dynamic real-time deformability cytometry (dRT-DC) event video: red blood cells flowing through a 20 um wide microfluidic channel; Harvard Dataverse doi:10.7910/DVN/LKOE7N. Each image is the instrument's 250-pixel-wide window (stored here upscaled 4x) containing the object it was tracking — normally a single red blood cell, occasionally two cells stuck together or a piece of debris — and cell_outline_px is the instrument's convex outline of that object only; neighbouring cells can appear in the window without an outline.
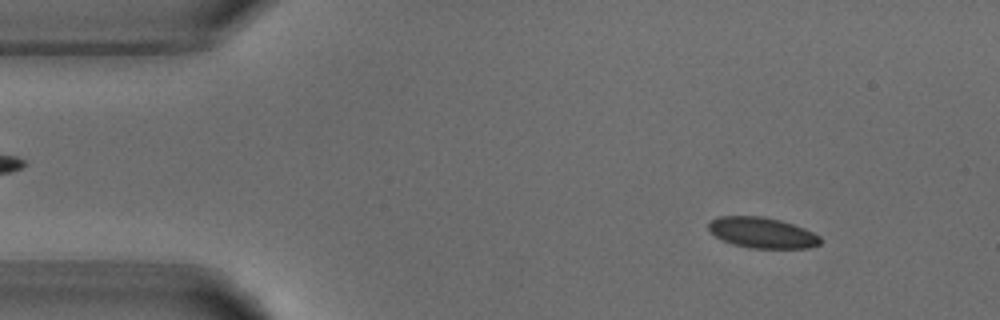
{"species": "common noctule bat (a hibernating species)", "species_latin": "Nyctalus noctula", "temperature_condition": "warm", "stored_images_in_passage": 50, "camera_frame_rate_fps": 3000, "um_per_image_px": 0.085, "animal": {"sex": "male", "body_mass_g": 18.8}, "frame": {"image": 1, "passage_image": 4, "time_ms": 1.0, "image_size_px": [1000, 320], "cell_outline_px": [[820, 244], [808, 248], [748, 248], [732, 244], [708, 232], [708, 224], [712, 220], [720, 216], [764, 216], [780, 220], [804, 228], [820, 236]], "centroid_in_image_um": [64.76, 19.78], "position_along_channel_um": 20.2, "area_um2": 20.0}}
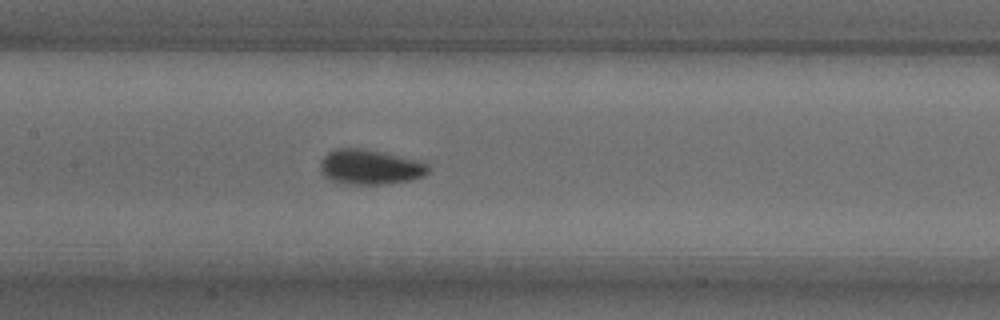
{"frame": {"image": 2, "passage_image": 22, "time_ms": 7.0, "image_size_px": [1000, 320], "cell_outline_px": [[428, 172], [424, 176], [412, 180], [388, 184], [344, 184], [332, 180], [324, 176], [320, 172], [320, 160], [328, 152], [336, 148], [360, 148], [420, 160], [428, 164]], "centroid_in_image_um": [31.44, 14.2], "position_along_channel_um": 176.0, "area_um2": 22.14}}
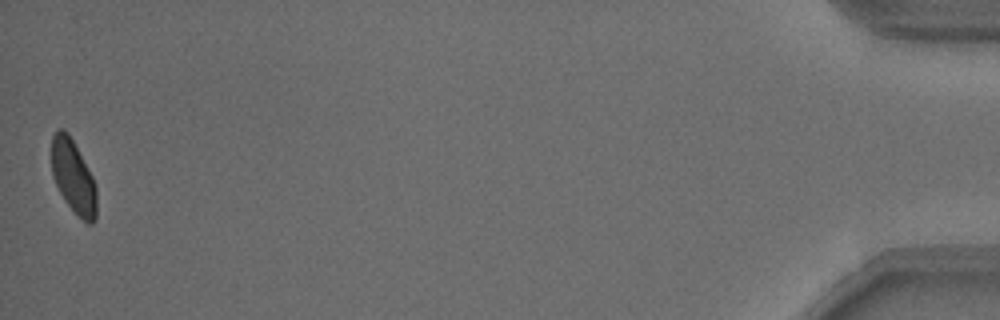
{"frame": {"image": 3, "passage_image": 50, "time_ms": 16.333, "image_size_px": [1000, 320], "cell_outline_px": [[96, 220], [92, 224], [88, 224], [64, 200], [52, 176], [52, 136], [60, 128], [64, 128], [68, 132], [92, 176], [96, 184]], "centroid_in_image_um": [6.23, 15.02], "position_along_channel_um": 429.0, "area_um2": 18.96}, "authors_computed_cell_mechanics": {"area_um2": 20.808, "velocity_mm_per_s": 3.779, "shape_relaxation_time_tau1_ms": 4.1377, "shape_relaxation_time_tau2_ms": null, "deformation_change_tau1": 0.0947, "deformation_change_tau2": null}}